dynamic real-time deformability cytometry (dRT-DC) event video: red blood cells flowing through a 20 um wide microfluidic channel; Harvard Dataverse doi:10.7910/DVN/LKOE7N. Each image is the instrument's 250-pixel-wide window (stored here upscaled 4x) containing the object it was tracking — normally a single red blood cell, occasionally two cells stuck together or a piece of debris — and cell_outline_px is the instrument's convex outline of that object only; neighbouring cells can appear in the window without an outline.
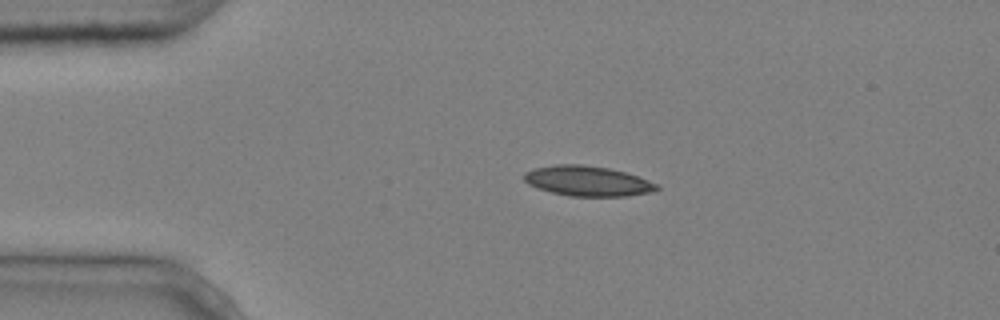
{"species": "common noctule bat (a hibernating species)", "species_latin": "Nyctalus noctula", "temperature_condition": "cold", "stored_images_in_passage": 3, "camera_frame_rate_fps": 3000, "um_per_image_px": 0.085, "animal": {"sex": "male", "body_mass_g": 20.4}, "frame": {"image": 1, "passage_image": 2, "time_ms": 0.333, "image_size_px": [1000, 320], "cell_outline_px": [[660, 188], [656, 192], [628, 196], [568, 196], [552, 192], [528, 184], [524, 180], [524, 172], [532, 168], [552, 164], [580, 164], [608, 168], [624, 172], [660, 184]], "centroid_in_image_um": [49.97, 15.38], "position_along_channel_um": 35.0, "area_um2": 23.47}}